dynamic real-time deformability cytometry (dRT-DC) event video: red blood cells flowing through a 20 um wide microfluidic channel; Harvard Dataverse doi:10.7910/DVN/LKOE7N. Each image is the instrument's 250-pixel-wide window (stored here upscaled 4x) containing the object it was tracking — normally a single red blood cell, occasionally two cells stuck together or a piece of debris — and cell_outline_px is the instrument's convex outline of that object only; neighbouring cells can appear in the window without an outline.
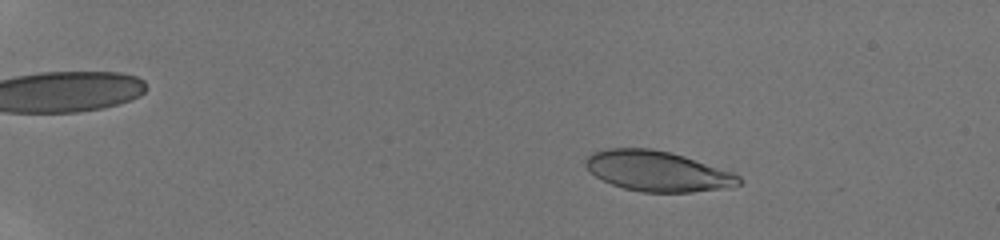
{"species": "human", "species_latin": "Homo sapiens", "temperature_condition": "room temperature", "stored_images_in_passage": 52, "camera_frame_rate_fps": 3000, "um_per_image_px": 0.085, "donor": {"sex": "male"}, "frame": {"image": 1, "passage_image": 10, "time_ms": 3.0, "image_size_px": [1000, 240], "cell_outline_px": [[744, 180], [740, 184], [732, 188], [692, 192], [640, 192], [624, 188], [612, 184], [596, 176], [584, 164], [584, 160], [592, 152], [608, 148], [648, 148], [668, 152], [684, 156], [732, 172], [740, 176]], "centroid_in_image_um": [55.92, 14.56], "position_along_channel_um": 29.1, "area_um2": 36.01}}
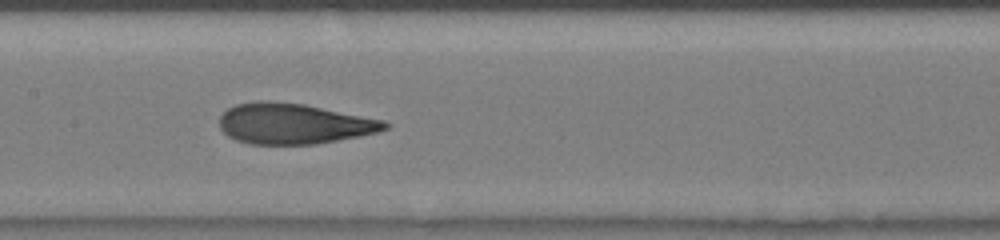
{"frame": {"image": 2, "passage_image": 30, "time_ms": 9.667, "image_size_px": [1000, 240], "cell_outline_px": [[392, 124], [388, 128], [376, 132], [360, 136], [316, 144], [248, 144], [236, 140], [228, 136], [220, 128], [220, 116], [228, 108], [236, 104], [256, 100], [268, 100], [304, 104], [384, 120]], "centroid_in_image_um": [24.96, 10.51], "position_along_channel_um": 182.4, "area_um2": 39.25}}
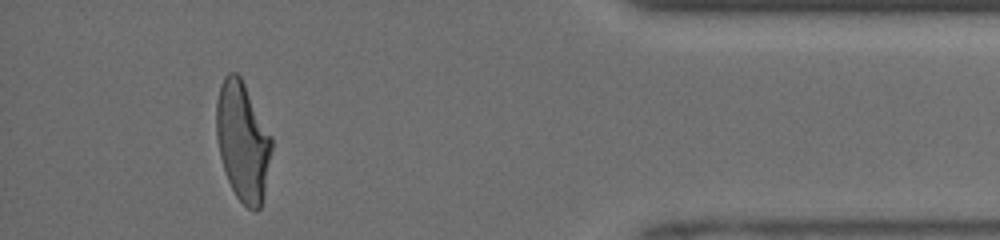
{"frame": {"image": 3, "passage_image": 49, "time_ms": 16.0, "image_size_px": [1000, 240], "cell_outline_px": [[272, 148], [264, 192], [260, 208], [256, 212], [252, 212], [236, 196], [228, 180], [220, 156], [216, 136], [216, 100], [220, 84], [224, 76], [228, 72], [236, 72], [240, 76], [272, 136]], "centroid_in_image_um": [20.62, 12.0], "position_along_channel_um": 414.6, "area_um2": 38.26}, "authors_computed_cell_mechanics": {"area_um2": 38.1191, "velocity_mm_per_s": 4.206, "shape_relaxation_time_tau1_ms": 5.1263, "shape_relaxation_time_tau2_ms": 0.9758, "deformation_change_tau1": 0.2229, "deformation_change_tau2": 0.0855}}